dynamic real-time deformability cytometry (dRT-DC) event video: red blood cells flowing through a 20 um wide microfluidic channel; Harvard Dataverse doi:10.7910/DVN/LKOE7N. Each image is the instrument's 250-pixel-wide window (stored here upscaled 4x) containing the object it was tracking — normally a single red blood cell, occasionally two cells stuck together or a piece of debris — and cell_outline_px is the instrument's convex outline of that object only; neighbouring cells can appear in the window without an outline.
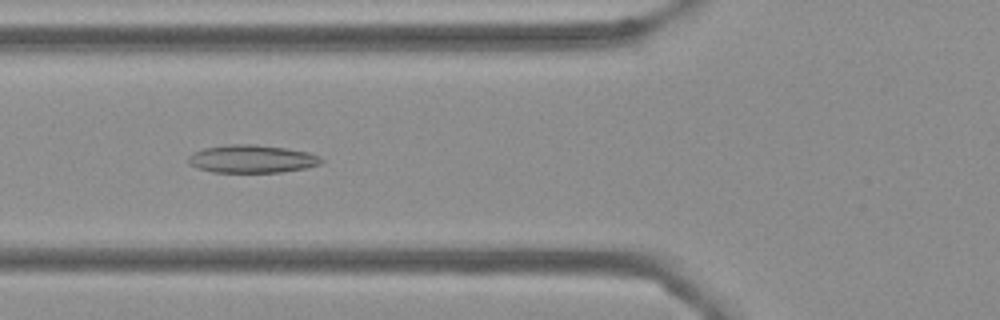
{"species": "Egyptian fruit bat (a non-hibernating species)", "species_latin": "Rousettus aegyptiacus", "temperature_condition": "cold", "stored_images_in_passage": 56, "camera_frame_rate_fps": 3000, "um_per_image_px": 0.085, "frame": {"image": 1, "passage_image": 21, "time_ms": 6.667, "image_size_px": [1000, 320], "cell_outline_px": [[324, 160], [320, 164], [304, 168], [280, 172], [212, 172], [196, 168], [188, 164], [188, 156], [192, 152], [204, 148], [224, 144], [256, 144], [284, 148], [308, 152], [320, 156]], "centroid_in_image_um": [21.36, 13.5], "position_along_channel_um": 104.4, "area_um2": 21.79}}
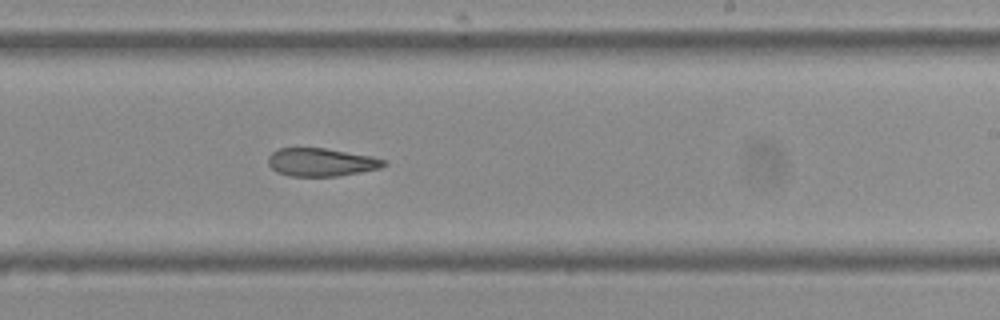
{"frame": {"image": 2, "passage_image": 34, "time_ms": 11.0, "image_size_px": [1000, 320], "cell_outline_px": [[388, 164], [380, 168], [340, 176], [288, 176], [276, 172], [268, 164], [268, 156], [272, 152], [280, 148], [324, 148], [372, 156], [388, 160]], "centroid_in_image_um": [27.32, 13.79], "position_along_channel_um": 261.7, "area_um2": 19.07}}
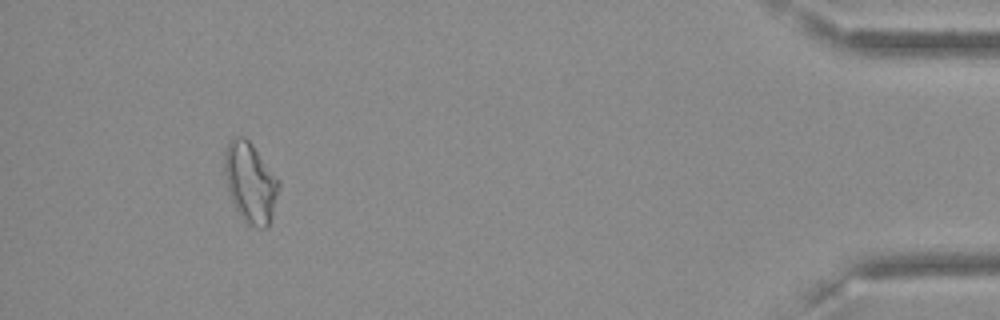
{"frame": {"image": 3, "passage_image": 52, "time_ms": 17.0, "image_size_px": [1000, 320], "cell_outline_px": [[280, 188], [268, 228], [256, 228], [244, 224], [232, 200], [228, 188], [224, 168], [224, 152], [228, 140], [232, 136], [244, 136], [252, 144], [280, 180]], "centroid_in_image_um": [21.28, 15.52], "position_along_channel_um": 413.9, "area_um2": 25.66}}